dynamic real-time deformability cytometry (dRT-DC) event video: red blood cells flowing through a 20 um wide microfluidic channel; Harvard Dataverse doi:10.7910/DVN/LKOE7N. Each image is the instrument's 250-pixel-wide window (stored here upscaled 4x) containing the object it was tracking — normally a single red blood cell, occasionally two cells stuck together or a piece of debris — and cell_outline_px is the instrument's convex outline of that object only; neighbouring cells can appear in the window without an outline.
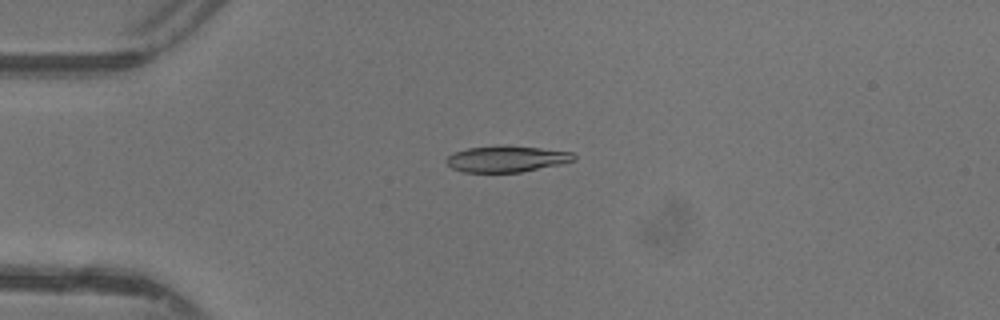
{"species": "common noctule bat (a hibernating species)", "species_latin": "Nyctalus noctula", "temperature_condition": "warm", "stored_images_in_passage": 38, "camera_frame_rate_fps": 3000, "um_per_image_px": 0.085, "animal": {"sex": "female"}, "frame": {"image": 1, "passage_image": 3, "time_ms": 0.667, "image_size_px": [1000, 320], "cell_outline_px": [[576, 160], [560, 164], [520, 172], [464, 172], [452, 168], [444, 160], [452, 152], [468, 148], [500, 144], [540, 148], [572, 152], [576, 156]], "centroid_in_image_um": [43.03, 13.49], "position_along_channel_um": 42.0, "area_um2": 19.65}}
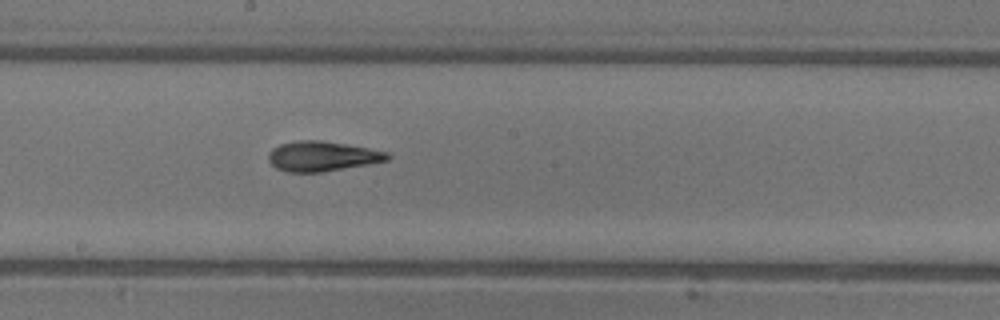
{"frame": {"image": 2, "passage_image": 17, "time_ms": 5.333, "image_size_px": [1000, 320], "cell_outline_px": [[392, 156], [388, 160], [368, 164], [324, 172], [288, 172], [276, 168], [268, 160], [268, 152], [272, 148], [280, 144], [300, 140], [320, 140], [368, 148], [388, 152]], "centroid_in_image_um": [27.37, 13.28], "position_along_channel_um": 220.8, "area_um2": 20.75}}
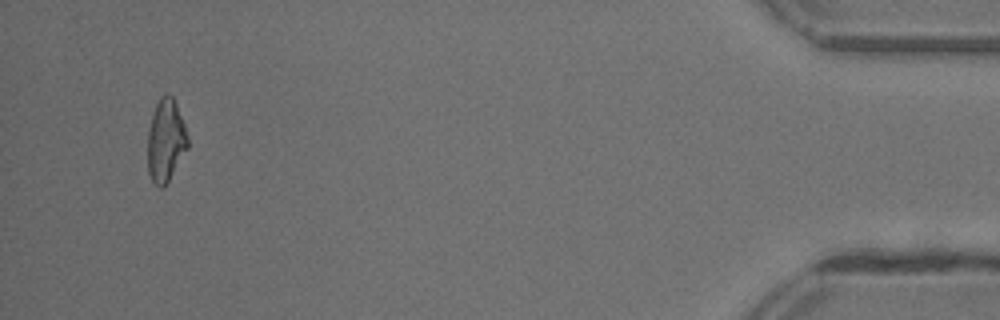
{"frame": {"image": 3, "passage_image": 36, "time_ms": 11.667, "image_size_px": [1000, 320], "cell_outline_px": [[188, 148], [168, 180], [160, 188], [152, 180], [148, 172], [148, 128], [156, 104], [160, 96], [168, 92], [172, 96], [176, 104], [184, 124], [188, 136]], "centroid_in_image_um": [14.08, 11.9], "position_along_channel_um": 421.1, "area_um2": 19.07}, "authors_computed_cell_mechanics": {"area_um2": 19.8543, "velocity_mm_per_s": 4.4291, "shape_relaxation_time_tau1_ms": 6.3631, "shape_relaxation_time_tau2_ms": 2.7584, "deformation_change_tau1": 0.2228, "deformation_change_tau2": 0.0954}}